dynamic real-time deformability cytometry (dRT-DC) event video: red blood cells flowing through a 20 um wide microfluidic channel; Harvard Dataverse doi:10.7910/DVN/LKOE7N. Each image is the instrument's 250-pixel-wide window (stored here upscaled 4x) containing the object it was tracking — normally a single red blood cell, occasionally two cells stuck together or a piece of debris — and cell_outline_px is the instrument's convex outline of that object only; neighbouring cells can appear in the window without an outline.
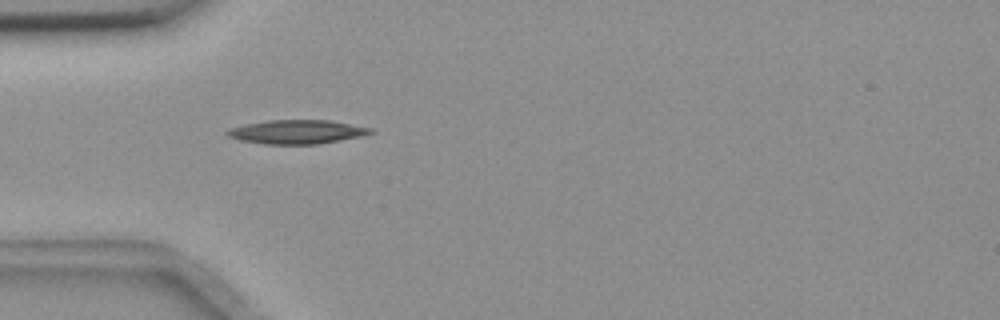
{"species": "common noctule bat (a hibernating species)", "species_latin": "Nyctalus noctula", "temperature_condition": "room temperature", "stored_images_in_passage": 7, "camera_frame_rate_fps": 3000, "um_per_image_px": 0.085, "animal": {"sex": "female", "body_mass_g": 18.4}, "frame": {"image": 1, "passage_image": 2, "time_ms": 0.333, "image_size_px": [1000, 320], "cell_outline_px": [[376, 132], [364, 136], [320, 144], [264, 144], [240, 140], [228, 136], [224, 132], [228, 128], [244, 124], [268, 120], [328, 120], [372, 128]], "centroid_in_image_um": [25.24, 11.21], "position_along_channel_um": 59.8, "area_um2": 20.17}}
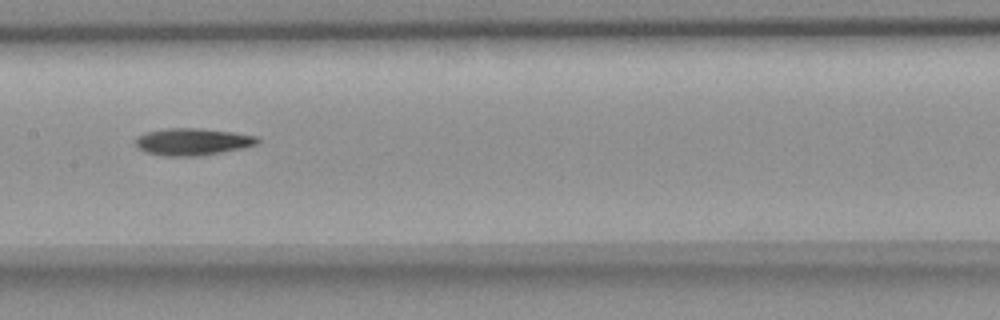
{"frame": {"image": 2, "passage_image": 5, "time_ms": 1.333, "image_size_px": [1000, 320], "cell_outline_px": [[260, 140], [256, 144], [240, 148], [200, 156], [168, 156], [148, 152], [140, 148], [136, 144], [136, 136], [144, 132], [164, 128], [200, 128], [232, 132], [256, 136]], "centroid_in_image_um": [16.34, 12.03], "position_along_channel_um": 191.1, "area_um2": 19.02}}
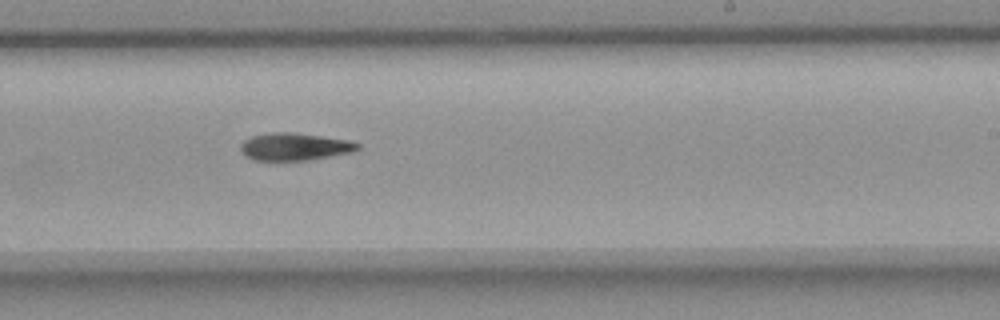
{"frame": {"image": 3, "passage_image": 7, "time_ms": 2.0, "image_size_px": [1000, 320], "cell_outline_px": [[360, 148], [352, 152], [308, 160], [256, 160], [248, 156], [240, 148], [240, 144], [244, 140], [252, 136], [272, 132], [292, 132], [348, 140], [360, 144]], "centroid_in_image_um": [25.06, 12.46], "position_along_channel_um": 263.9, "area_um2": 18.44}}